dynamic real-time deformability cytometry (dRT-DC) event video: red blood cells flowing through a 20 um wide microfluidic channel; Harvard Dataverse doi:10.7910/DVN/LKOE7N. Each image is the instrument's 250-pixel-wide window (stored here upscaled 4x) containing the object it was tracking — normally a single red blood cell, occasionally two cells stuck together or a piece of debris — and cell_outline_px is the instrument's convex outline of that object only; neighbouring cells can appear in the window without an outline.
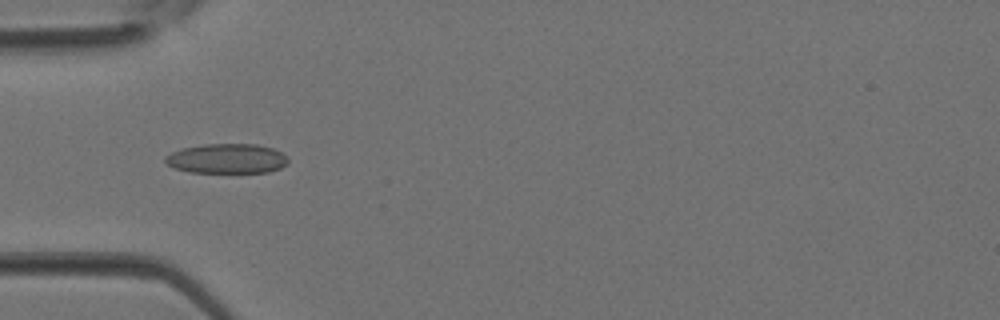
{"species": "Egyptian fruit bat (a non-hibernating species)", "species_latin": "Rousettus aegyptiacus", "temperature_condition": "room temperature", "stored_images_in_passage": 4, "camera_frame_rate_fps": 3000, "um_per_image_px": 0.085, "animal": {"sex": "female"}, "frame": {"image": 1, "passage_image": 4, "time_ms": 1.0, "image_size_px": [1000, 320], "cell_outline_px": [[288, 164], [280, 168], [268, 172], [188, 172], [172, 168], [164, 160], [164, 156], [180, 148], [204, 144], [256, 144], [272, 148], [288, 156]], "centroid_in_image_um": [19.26, 13.48], "position_along_channel_um": 65.7, "area_um2": 21.44}}